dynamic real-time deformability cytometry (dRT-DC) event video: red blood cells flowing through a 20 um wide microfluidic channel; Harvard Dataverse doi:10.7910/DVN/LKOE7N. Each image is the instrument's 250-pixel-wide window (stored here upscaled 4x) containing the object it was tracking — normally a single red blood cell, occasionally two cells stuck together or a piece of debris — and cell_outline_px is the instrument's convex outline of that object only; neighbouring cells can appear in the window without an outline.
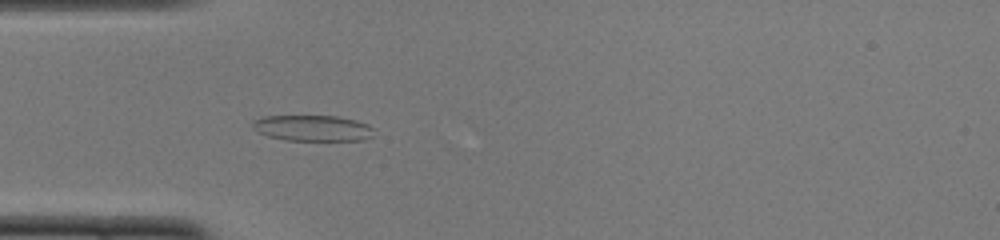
{"species": "common noctule bat (a hibernating species)", "species_latin": "Nyctalus noctula", "temperature_condition": "cold", "stored_images_in_passage": 27, "camera_frame_rate_fps": 3000, "um_per_image_px": 0.085, "animal": {"sex": "female", "body_mass_g": 22.0, "forearm_length_mm": 56.7}, "frame": {"image": 1, "passage_image": 14, "time_ms": 4.333, "image_size_px": [1000, 240], "cell_outline_px": [[372, 136], [364, 140], [284, 140], [268, 136], [252, 128], [252, 120], [264, 116], [336, 116], [356, 120], [368, 124], [372, 128]], "centroid_in_image_um": [26.55, 10.88], "position_along_channel_um": 58.4, "area_um2": 18.26}}
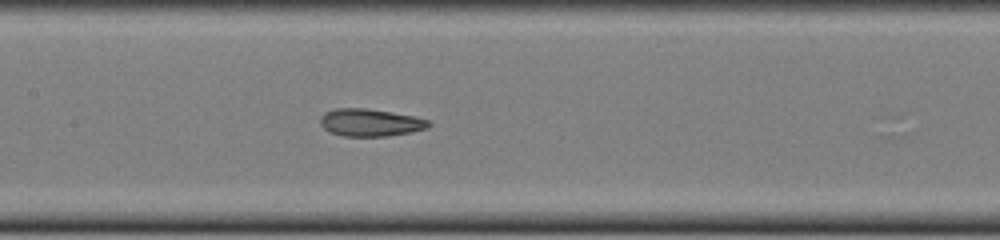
{"frame": {"image": 2, "passage_image": 23, "time_ms": 7.333, "image_size_px": [1000, 240], "cell_outline_px": [[432, 124], [428, 128], [412, 132], [388, 136], [344, 136], [332, 132], [324, 128], [320, 124], [320, 116], [324, 112], [336, 108], [368, 108], [416, 116], [428, 120]], "centroid_in_image_um": [31.5, 10.41], "position_along_channel_um": 175.9, "area_um2": 17.51}}
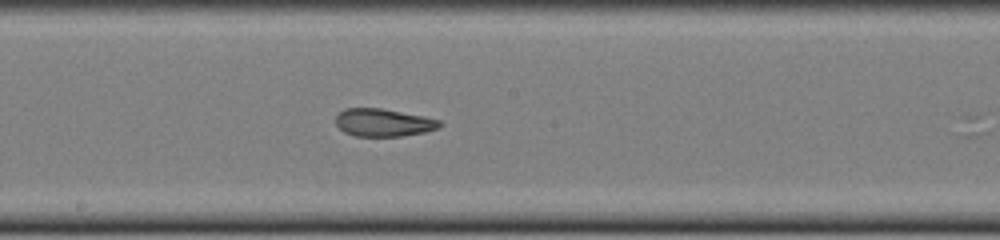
{"frame": {"image": 3, "passage_image": 26, "time_ms": 8.333, "image_size_px": [1000, 240], "cell_outline_px": [[444, 124], [440, 128], [424, 132], [400, 136], [356, 136], [344, 132], [336, 124], [336, 116], [344, 108], [380, 108], [424, 116], [440, 120]], "centroid_in_image_um": [32.61, 10.42], "position_along_channel_um": 215.6, "area_um2": 16.82}}